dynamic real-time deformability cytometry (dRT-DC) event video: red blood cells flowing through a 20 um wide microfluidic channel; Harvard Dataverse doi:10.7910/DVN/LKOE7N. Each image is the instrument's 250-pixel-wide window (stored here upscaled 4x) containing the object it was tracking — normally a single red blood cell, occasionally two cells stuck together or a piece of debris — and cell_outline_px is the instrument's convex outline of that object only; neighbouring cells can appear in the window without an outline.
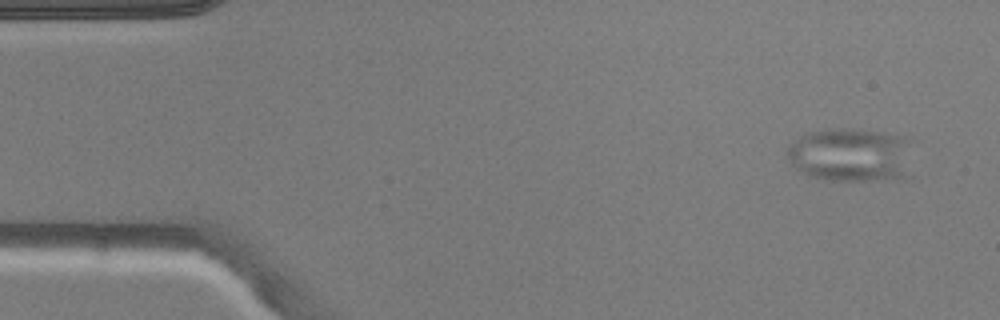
{"species": "common noctule bat (a hibernating species)", "species_latin": "Nyctalus noctula", "temperature_condition": "warm", "stored_images_in_passage": 5, "camera_frame_rate_fps": 3000, "um_per_image_px": 0.085, "animal": {"sex": "male", "body_mass_g": 20.5, "forearm_length_mm": 52.5}, "frame": {"image": 1, "passage_image": 1, "time_ms": 0.0, "image_size_px": [1000, 320], "cell_outline_px": [[916, 140], [904, 176], [868, 180], [828, 180], [812, 176], [800, 172], [792, 168], [784, 152], [788, 144], [800, 136], [808, 132], [828, 128], [848, 128], [884, 132]], "centroid_in_image_um": [72.27, 13.12], "position_along_channel_um": 12.7, "area_um2": 40.06}}